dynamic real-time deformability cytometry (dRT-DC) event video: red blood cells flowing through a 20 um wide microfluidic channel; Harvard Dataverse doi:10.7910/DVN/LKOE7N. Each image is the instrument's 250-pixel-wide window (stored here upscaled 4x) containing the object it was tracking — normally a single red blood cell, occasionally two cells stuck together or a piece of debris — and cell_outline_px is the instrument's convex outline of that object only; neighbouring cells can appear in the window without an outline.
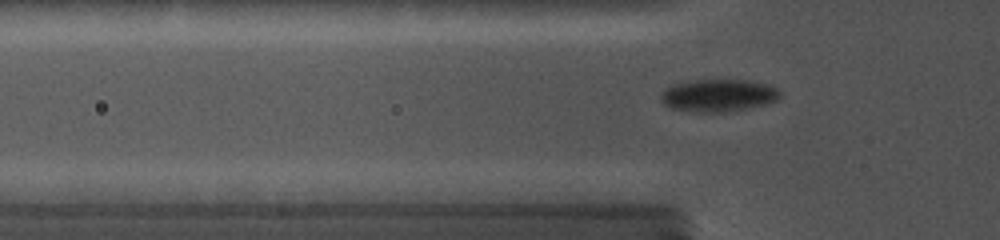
{"species": "common noctule bat (a hibernating species)", "species_latin": "Nyctalus noctula", "temperature_condition": "cold", "stored_images_in_passage": 84, "camera_frame_rate_fps": 5000, "um_per_image_px": 0.085, "animal": {"sex": "female", "body_mass_g": 19.0, "forearm_length_mm": 56.7}, "frame": {"image": 1, "passage_image": 29, "time_ms": 4.8, "image_size_px": [1000, 240], "cell_outline_px": [[780, 96], [776, 100], [744, 108], [724, 112], [692, 112], [668, 108], [664, 104], [660, 96], [668, 88], [676, 84], [688, 80], [744, 80], [768, 84], [776, 88], [780, 92]], "centroid_in_image_um": [61.01, 8.11], "position_along_channel_um": 64.8, "area_um2": 22.14}}
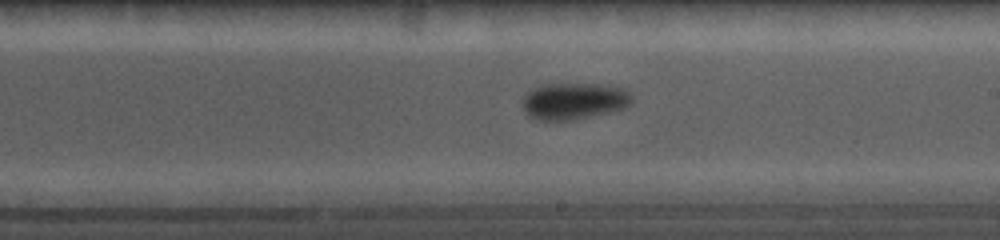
{"frame": {"image": 2, "passage_image": 55, "time_ms": 9.4, "image_size_px": [1000, 240], "cell_outline_px": [[632, 100], [624, 108], [576, 120], [532, 120], [528, 116], [524, 108], [524, 100], [528, 92], [544, 84], [600, 84], [620, 88], [628, 92]], "centroid_in_image_um": [48.76, 8.61], "position_along_channel_um": 240.2, "area_um2": 23.0}}
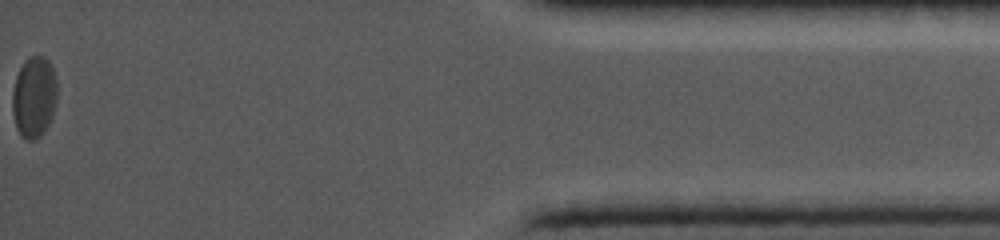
{"frame": {"image": 3, "passage_image": 84, "time_ms": 16.0, "image_size_px": [1000, 240], "cell_outline_px": [[56, 96], [52, 112], [48, 124], [44, 132], [36, 140], [24, 140], [20, 136], [16, 128], [12, 112], [12, 92], [16, 76], [24, 60], [28, 56], [44, 56], [48, 60], [52, 68], [56, 80]], "centroid_in_image_um": [2.85, 8.26], "position_along_channel_um": 432.3, "area_um2": 21.21}}